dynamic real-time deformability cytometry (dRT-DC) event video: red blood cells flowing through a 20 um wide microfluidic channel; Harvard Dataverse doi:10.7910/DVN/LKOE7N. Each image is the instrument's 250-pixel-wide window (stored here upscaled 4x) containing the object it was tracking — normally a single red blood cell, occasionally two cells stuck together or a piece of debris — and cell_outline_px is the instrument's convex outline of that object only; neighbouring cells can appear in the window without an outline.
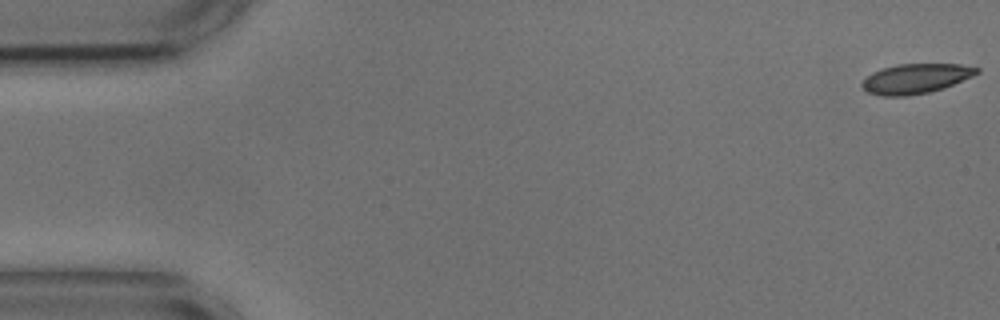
{"species": "common noctule bat (a hibernating species)", "species_latin": "Nyctalus noctula", "temperature_condition": "cold", "stored_images_in_passage": 52, "camera_frame_rate_fps": 3000, "um_per_image_px": 0.085, "animal": {"sex": "male", "body_mass_g": 17.9, "forearm_length_mm": 54.2}, "frame": {"image": 1, "passage_image": 1, "time_ms": 0.0, "image_size_px": [1000, 320], "cell_outline_px": [[980, 72], [972, 76], [944, 88], [928, 92], [908, 96], [880, 96], [868, 92], [860, 84], [872, 72], [884, 68], [900, 64], [960, 64], [980, 68]], "centroid_in_image_um": [77.85, 6.68], "position_along_channel_um": 7.2, "area_um2": 19.77}}
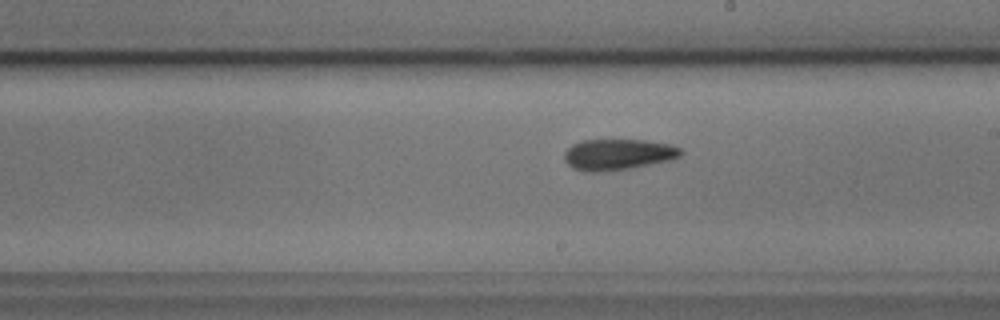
{"frame": {"image": 2, "passage_image": 31, "time_ms": 10.0, "image_size_px": [1000, 320], "cell_outline_px": [[684, 152], [680, 156], [668, 160], [628, 168], [596, 172], [584, 172], [572, 168], [564, 160], [564, 152], [572, 144], [580, 140], [644, 140], [672, 144], [680, 148]], "centroid_in_image_um": [52.49, 13.12], "position_along_channel_um": 236.5, "area_um2": 20.98}}
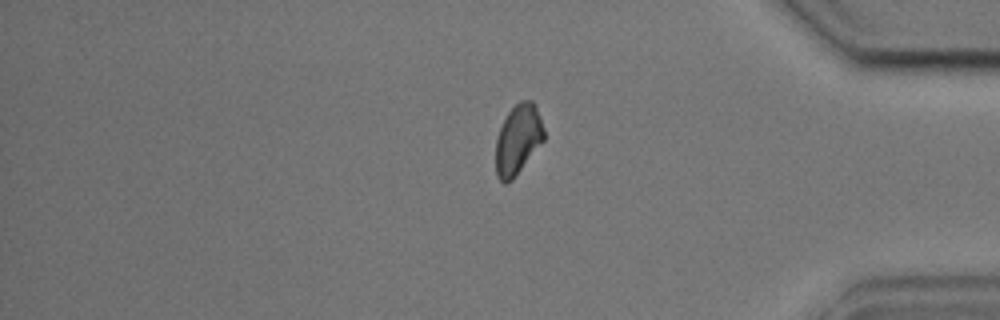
{"frame": {"image": 3, "passage_image": 46, "time_ms": 15.0, "image_size_px": [1000, 320], "cell_outline_px": [[544, 140], [512, 180], [504, 184], [496, 176], [496, 140], [500, 128], [508, 112], [520, 100], [532, 100], [536, 104], [544, 128]], "centroid_in_image_um": [44.03, 11.84], "position_along_channel_um": 391.2, "area_um2": 19.59}, "authors_computed_cell_mechanics": {"area_um2": 20.4612, "velocity_mm_per_s": 3.5923, "shape_relaxation_time_tau1_ms": 4.5265, "shape_relaxation_time_tau2_ms": 2.6328, "deformation_change_tau1": 0.1007, "deformation_change_tau2": 0.0744}}